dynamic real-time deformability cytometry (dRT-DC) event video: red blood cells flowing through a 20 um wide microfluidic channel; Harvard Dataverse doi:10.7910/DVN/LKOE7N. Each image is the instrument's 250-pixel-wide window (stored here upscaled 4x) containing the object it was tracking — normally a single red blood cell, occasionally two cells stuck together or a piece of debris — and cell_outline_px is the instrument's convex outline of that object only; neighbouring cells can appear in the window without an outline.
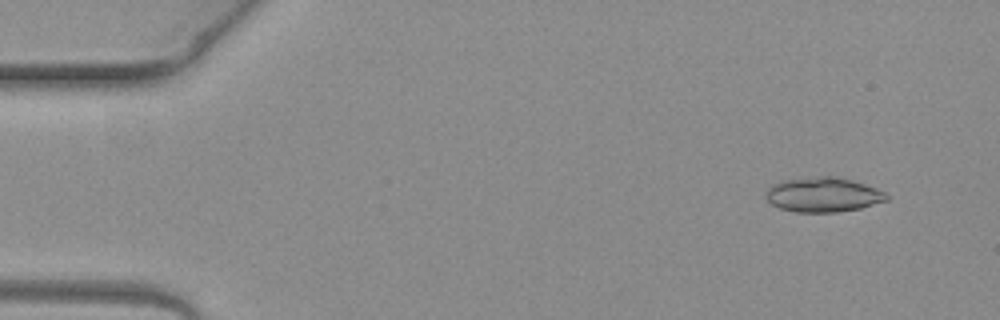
{"species": "common noctule bat (a hibernating species)", "species_latin": "Nyctalus noctula", "temperature_condition": "warm", "stored_images_in_passage": 3, "camera_frame_rate_fps": 3000, "um_per_image_px": 0.085, "animal": {"sex": "female", "body_mass_g": 19.3, "forearm_length_mm": 54.1}, "frame": {"image": 1, "passage_image": 1, "time_ms": 0.0, "image_size_px": [1000, 320], "cell_outline_px": [[888, 200], [860, 208], [836, 212], [796, 212], [780, 208], [772, 204], [764, 196], [768, 188], [772, 184], [780, 180], [820, 176], [836, 176], [852, 180], [876, 188], [884, 192], [888, 196]], "centroid_in_image_um": [69.94, 16.54], "position_along_channel_um": 15.1, "area_um2": 24.39}}
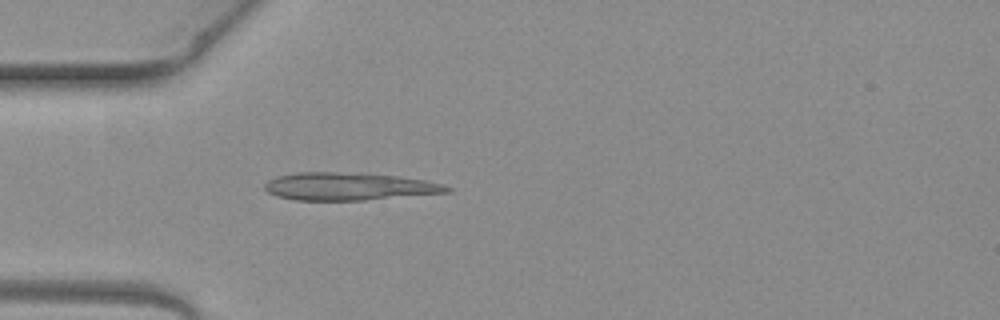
{"frame": {"image": 2, "passage_image": 3, "time_ms": 0.667, "image_size_px": [1000, 320], "cell_outline_px": [[452, 192], [364, 200], [296, 200], [276, 196], [268, 192], [264, 188], [264, 184], [268, 180], [276, 176], [296, 172], [364, 172], [396, 176], [424, 180], [444, 184], [452, 188]], "centroid_in_image_um": [29.66, 15.84], "position_along_channel_um": 55.3, "area_um2": 29.71}}